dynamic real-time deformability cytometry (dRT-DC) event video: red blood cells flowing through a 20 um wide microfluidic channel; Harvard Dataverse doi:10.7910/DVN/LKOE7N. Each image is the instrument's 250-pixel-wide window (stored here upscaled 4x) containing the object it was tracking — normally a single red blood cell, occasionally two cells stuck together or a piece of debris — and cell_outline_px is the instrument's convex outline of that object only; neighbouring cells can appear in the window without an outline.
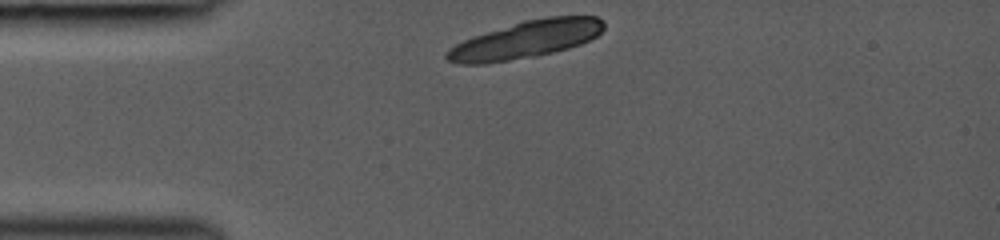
{"species": "common noctule bat (a hibernating species)", "species_latin": "Nyctalus noctula", "temperature_condition": "room temperature", "stored_images_in_passage": 3, "camera_frame_rate_fps": 3000, "um_per_image_px": 0.085, "animal": {"sex": "female", "body_mass_g": 19.0, "forearm_length_mm": 53.3}, "frame": {"image": 1, "passage_image": 1, "time_ms": 0.0, "image_size_px": [1000, 240], "cell_outline_px": [[604, 28], [596, 36], [580, 44], [568, 48], [536, 56], [488, 64], [456, 64], [448, 60], [444, 56], [444, 52], [448, 48], [464, 40], [524, 20], [548, 16], [596, 16], [604, 20]], "centroid_in_image_um": [44.69, 3.37], "position_along_channel_um": 40.3, "area_um2": 34.1}}